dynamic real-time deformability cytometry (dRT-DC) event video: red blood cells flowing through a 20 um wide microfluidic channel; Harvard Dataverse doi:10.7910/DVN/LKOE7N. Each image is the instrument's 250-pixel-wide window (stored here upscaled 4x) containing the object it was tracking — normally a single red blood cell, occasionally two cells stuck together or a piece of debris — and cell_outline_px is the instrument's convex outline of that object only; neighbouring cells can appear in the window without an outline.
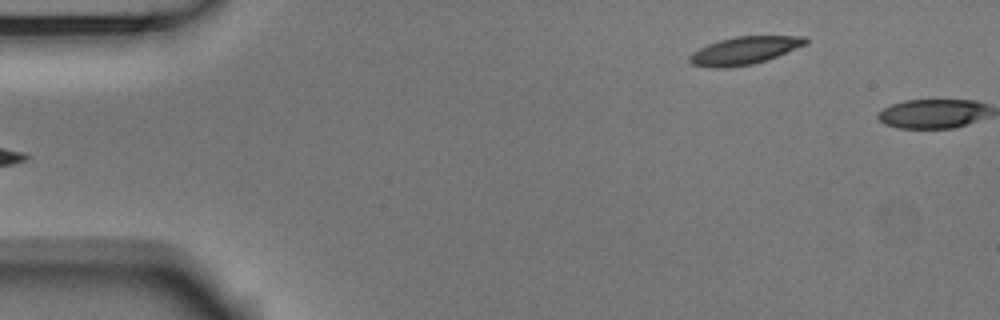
{"species": "Egyptian fruit bat (a non-hibernating species)", "species_latin": "Rousettus aegyptiacus", "temperature_condition": "room temperature", "stored_images_in_passage": 2, "camera_frame_rate_fps": 3000, "um_per_image_px": 0.085, "animal": {"sex": "male"}, "frame": {"image": 1, "passage_image": 1, "time_ms": 0.0, "image_size_px": [1000, 320], "cell_outline_px": [[808, 44], [768, 60], [752, 64], [728, 68], [716, 68], [692, 64], [688, 60], [688, 56], [692, 52], [708, 44], [720, 40], [736, 36], [804, 36], [808, 40]], "centroid_in_image_um": [63.29, 4.3], "position_along_channel_um": 21.7, "area_um2": 18.84}}